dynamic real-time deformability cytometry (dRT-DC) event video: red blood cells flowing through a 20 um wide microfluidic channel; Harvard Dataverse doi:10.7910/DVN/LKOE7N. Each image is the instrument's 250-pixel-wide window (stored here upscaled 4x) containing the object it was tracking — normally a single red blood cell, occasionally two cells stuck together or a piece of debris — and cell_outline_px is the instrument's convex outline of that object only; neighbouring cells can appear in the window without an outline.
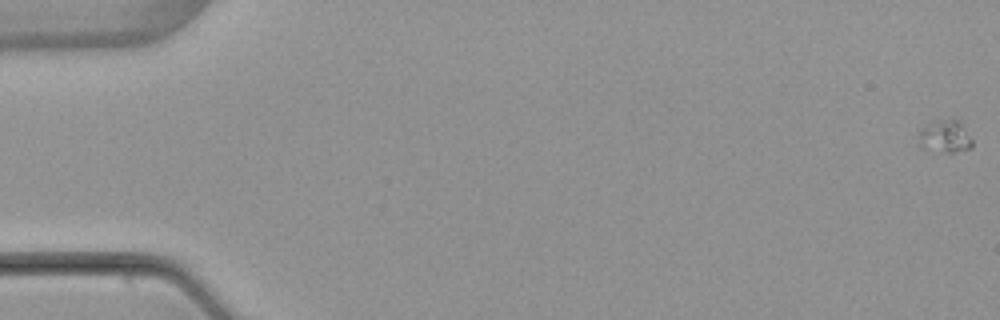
{"species": "common noctule bat (a hibernating species)", "species_latin": "Nyctalus noctula", "temperature_condition": "warm", "stored_images_in_passage": 5, "camera_frame_rate_fps": 3000, "um_per_image_px": 0.085, "animal": {"sex": "female", "body_mass_g": 22.7, "forearm_length_mm": 54.2}, "frame": {"image": 1, "passage_image": 1, "time_ms": 0.0, "image_size_px": [1000, 320], "cell_outline_px": [[972, 148], [952, 152], [944, 152], [920, 148], [920, 128], [932, 120], [960, 120], [972, 140]], "centroid_in_image_um": [80.32, 11.59], "position_along_channel_um": 4.7, "area_um2": 10.17}}